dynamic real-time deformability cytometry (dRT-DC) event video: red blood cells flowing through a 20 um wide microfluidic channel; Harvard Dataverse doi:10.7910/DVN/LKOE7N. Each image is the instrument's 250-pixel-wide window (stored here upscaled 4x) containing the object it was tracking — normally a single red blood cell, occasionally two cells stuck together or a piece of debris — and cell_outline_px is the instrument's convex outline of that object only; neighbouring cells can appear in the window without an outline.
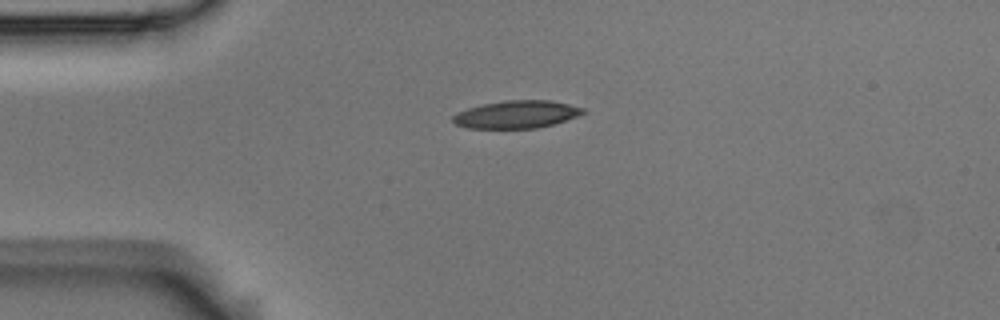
{"species": "Egyptian fruit bat (a non-hibernating species)", "species_latin": "Rousettus aegyptiacus", "temperature_condition": "room temperature", "stored_images_in_passage": 1, "camera_frame_rate_fps": 3000, "um_per_image_px": 0.085, "animal": {"sex": "male"}, "frame": {"image": 1, "passage_image": 1, "time_ms": 0.0, "image_size_px": [1000, 320], "cell_outline_px": [[588, 112], [580, 116], [552, 124], [536, 128], [468, 128], [456, 124], [452, 120], [452, 116], [456, 112], [468, 108], [484, 104], [508, 100], [552, 100], [584, 108]], "centroid_in_image_um": [43.94, 9.72], "position_along_channel_um": 41.1, "area_um2": 20.98}}